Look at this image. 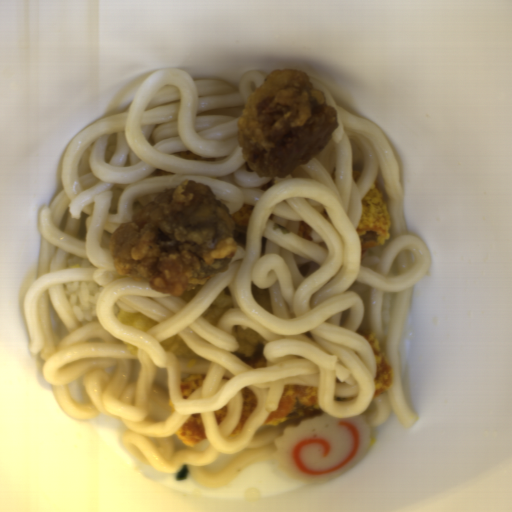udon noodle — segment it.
<instances>
[{
	"label": "udon noodle",
	"mask_w": 512,
	"mask_h": 512,
	"mask_svg": "<svg viewBox=\"0 0 512 512\" xmlns=\"http://www.w3.org/2000/svg\"><path fill=\"white\" fill-rule=\"evenodd\" d=\"M267 75L242 74L238 91L226 80L155 71L124 111L82 129L64 151L62 191L39 214L36 275L23 298L28 349L44 360L42 377L61 411L79 420L119 418L125 426L121 444L133 458L164 473L186 465L209 486L276 461V436L303 419L261 426L276 411L285 385L318 387L322 413L363 415L370 429L391 412L405 429L419 419L404 395L400 345L415 285L432 259L423 239L407 228L393 147L378 124L350 113L309 78L338 110L337 128L318 156L287 176H259L243 157L237 124L249 94ZM356 170L362 175L354 181ZM183 179L209 185L231 214L245 203L254 207L246 226L235 223L237 248L229 268L189 301L122 276L108 251L119 224ZM374 180L390 215V238L362 259L355 230L361 199ZM315 205L325 207L331 222ZM301 220L313 241L298 234ZM73 254L90 260V267L68 268ZM78 281L104 288L93 321L79 322L72 312L64 284ZM251 282L269 288L274 315L253 299ZM222 290L234 307L217 327L200 314ZM121 310L159 324L142 331L119 321ZM233 325L266 339L265 369L233 356ZM363 328L374 333L393 370L390 389L374 397V354L356 332ZM176 333L202 357L191 368L159 345ZM122 341L138 346V355ZM190 373L207 376L184 399L180 380ZM246 386L257 405L243 433L229 439ZM337 396L356 398L335 401ZM225 404L227 414L217 425L214 410ZM199 412L207 440L189 447L175 431Z\"/></svg>",
	"instance_id": "obj_1"
}]
</instances>
